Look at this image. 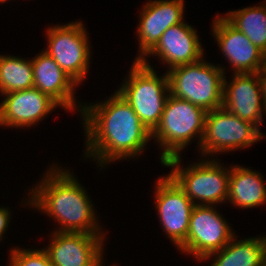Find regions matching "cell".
I'll return each instance as SVG.
<instances>
[{"instance_id": "1", "label": "cell", "mask_w": 266, "mask_h": 266, "mask_svg": "<svg viewBox=\"0 0 266 266\" xmlns=\"http://www.w3.org/2000/svg\"><path fill=\"white\" fill-rule=\"evenodd\" d=\"M108 99L79 109L87 137L86 157L97 159L101 167L140 154L152 138V133L118 92Z\"/></svg>"}, {"instance_id": "2", "label": "cell", "mask_w": 266, "mask_h": 266, "mask_svg": "<svg viewBox=\"0 0 266 266\" xmlns=\"http://www.w3.org/2000/svg\"><path fill=\"white\" fill-rule=\"evenodd\" d=\"M69 172L51 167L41 183L32 189L29 205L43 210L58 221L61 227L56 232L104 235L100 232L99 221L87 191Z\"/></svg>"}, {"instance_id": "3", "label": "cell", "mask_w": 266, "mask_h": 266, "mask_svg": "<svg viewBox=\"0 0 266 266\" xmlns=\"http://www.w3.org/2000/svg\"><path fill=\"white\" fill-rule=\"evenodd\" d=\"M152 67L146 58L135 60L128 79L117 90L151 133L160 123L170 94L167 73L159 77Z\"/></svg>"}, {"instance_id": "4", "label": "cell", "mask_w": 266, "mask_h": 266, "mask_svg": "<svg viewBox=\"0 0 266 266\" xmlns=\"http://www.w3.org/2000/svg\"><path fill=\"white\" fill-rule=\"evenodd\" d=\"M225 69L200 59L166 71L169 92L206 112L222 108Z\"/></svg>"}, {"instance_id": "5", "label": "cell", "mask_w": 266, "mask_h": 266, "mask_svg": "<svg viewBox=\"0 0 266 266\" xmlns=\"http://www.w3.org/2000/svg\"><path fill=\"white\" fill-rule=\"evenodd\" d=\"M207 112L187 100L169 94L159 125L152 132V138L163 148L161 163L180 156V151L199 137L200 146L204 133Z\"/></svg>"}, {"instance_id": "6", "label": "cell", "mask_w": 266, "mask_h": 266, "mask_svg": "<svg viewBox=\"0 0 266 266\" xmlns=\"http://www.w3.org/2000/svg\"><path fill=\"white\" fill-rule=\"evenodd\" d=\"M180 156L167 159L163 165L172 167L169 174L195 205L211 206L228 198L230 168L225 169L215 160L180 167ZM198 199L201 202H196Z\"/></svg>"}, {"instance_id": "7", "label": "cell", "mask_w": 266, "mask_h": 266, "mask_svg": "<svg viewBox=\"0 0 266 266\" xmlns=\"http://www.w3.org/2000/svg\"><path fill=\"white\" fill-rule=\"evenodd\" d=\"M264 135L252 123L224 108L207 112L200 150L203 155L229 152L256 143Z\"/></svg>"}, {"instance_id": "8", "label": "cell", "mask_w": 266, "mask_h": 266, "mask_svg": "<svg viewBox=\"0 0 266 266\" xmlns=\"http://www.w3.org/2000/svg\"><path fill=\"white\" fill-rule=\"evenodd\" d=\"M82 22H71L48 28L45 52L78 85L86 77L90 62L88 35Z\"/></svg>"}, {"instance_id": "9", "label": "cell", "mask_w": 266, "mask_h": 266, "mask_svg": "<svg viewBox=\"0 0 266 266\" xmlns=\"http://www.w3.org/2000/svg\"><path fill=\"white\" fill-rule=\"evenodd\" d=\"M230 228L214 206L195 205L190 217L187 239L179 250L192 254L201 261L231 241L235 235Z\"/></svg>"}, {"instance_id": "10", "label": "cell", "mask_w": 266, "mask_h": 266, "mask_svg": "<svg viewBox=\"0 0 266 266\" xmlns=\"http://www.w3.org/2000/svg\"><path fill=\"white\" fill-rule=\"evenodd\" d=\"M155 188V204L160 223L168 238L178 249L187 239L190 217L195 204L169 174L167 177L159 178Z\"/></svg>"}, {"instance_id": "11", "label": "cell", "mask_w": 266, "mask_h": 266, "mask_svg": "<svg viewBox=\"0 0 266 266\" xmlns=\"http://www.w3.org/2000/svg\"><path fill=\"white\" fill-rule=\"evenodd\" d=\"M51 236L45 250L52 266H97L103 262L104 235L54 231Z\"/></svg>"}, {"instance_id": "12", "label": "cell", "mask_w": 266, "mask_h": 266, "mask_svg": "<svg viewBox=\"0 0 266 266\" xmlns=\"http://www.w3.org/2000/svg\"><path fill=\"white\" fill-rule=\"evenodd\" d=\"M227 83L225 76L222 108L259 129L266 111L258 73L234 74Z\"/></svg>"}, {"instance_id": "13", "label": "cell", "mask_w": 266, "mask_h": 266, "mask_svg": "<svg viewBox=\"0 0 266 266\" xmlns=\"http://www.w3.org/2000/svg\"><path fill=\"white\" fill-rule=\"evenodd\" d=\"M213 20V34L224 56L233 67V73H258L263 68L264 53L224 16Z\"/></svg>"}, {"instance_id": "14", "label": "cell", "mask_w": 266, "mask_h": 266, "mask_svg": "<svg viewBox=\"0 0 266 266\" xmlns=\"http://www.w3.org/2000/svg\"><path fill=\"white\" fill-rule=\"evenodd\" d=\"M183 2V0H153L145 3L137 28L140 55L136 61L145 58L169 27L184 21Z\"/></svg>"}, {"instance_id": "15", "label": "cell", "mask_w": 266, "mask_h": 266, "mask_svg": "<svg viewBox=\"0 0 266 266\" xmlns=\"http://www.w3.org/2000/svg\"><path fill=\"white\" fill-rule=\"evenodd\" d=\"M0 103V126L29 127L37 124L59 105L37 88L3 94Z\"/></svg>"}, {"instance_id": "16", "label": "cell", "mask_w": 266, "mask_h": 266, "mask_svg": "<svg viewBox=\"0 0 266 266\" xmlns=\"http://www.w3.org/2000/svg\"><path fill=\"white\" fill-rule=\"evenodd\" d=\"M150 54L159 56L162 62L170 65V70L199 61L204 53L196 30L183 21L169 27L146 57Z\"/></svg>"}, {"instance_id": "17", "label": "cell", "mask_w": 266, "mask_h": 266, "mask_svg": "<svg viewBox=\"0 0 266 266\" xmlns=\"http://www.w3.org/2000/svg\"><path fill=\"white\" fill-rule=\"evenodd\" d=\"M34 88L53 99L59 107L74 110V88L78 85L45 51L32 60ZM75 86V87H74Z\"/></svg>"}, {"instance_id": "18", "label": "cell", "mask_w": 266, "mask_h": 266, "mask_svg": "<svg viewBox=\"0 0 266 266\" xmlns=\"http://www.w3.org/2000/svg\"><path fill=\"white\" fill-rule=\"evenodd\" d=\"M260 173L242 166L230 167L227 200L241 208L261 206L266 202V187Z\"/></svg>"}, {"instance_id": "19", "label": "cell", "mask_w": 266, "mask_h": 266, "mask_svg": "<svg viewBox=\"0 0 266 266\" xmlns=\"http://www.w3.org/2000/svg\"><path fill=\"white\" fill-rule=\"evenodd\" d=\"M221 250L209 254L204 260L216 255L210 266H261L266 257V237L234 240Z\"/></svg>"}, {"instance_id": "20", "label": "cell", "mask_w": 266, "mask_h": 266, "mask_svg": "<svg viewBox=\"0 0 266 266\" xmlns=\"http://www.w3.org/2000/svg\"><path fill=\"white\" fill-rule=\"evenodd\" d=\"M225 19L236 29L241 31L264 54L266 53V3L224 15Z\"/></svg>"}, {"instance_id": "21", "label": "cell", "mask_w": 266, "mask_h": 266, "mask_svg": "<svg viewBox=\"0 0 266 266\" xmlns=\"http://www.w3.org/2000/svg\"><path fill=\"white\" fill-rule=\"evenodd\" d=\"M34 87L32 60L0 55V92L25 90Z\"/></svg>"}, {"instance_id": "22", "label": "cell", "mask_w": 266, "mask_h": 266, "mask_svg": "<svg viewBox=\"0 0 266 266\" xmlns=\"http://www.w3.org/2000/svg\"><path fill=\"white\" fill-rule=\"evenodd\" d=\"M9 265L10 266H52L49 255L45 249L40 250H11Z\"/></svg>"}, {"instance_id": "23", "label": "cell", "mask_w": 266, "mask_h": 266, "mask_svg": "<svg viewBox=\"0 0 266 266\" xmlns=\"http://www.w3.org/2000/svg\"><path fill=\"white\" fill-rule=\"evenodd\" d=\"M10 211H8V209L5 208H1L0 207V240H2L3 238V234L6 231V228L9 224V220H10Z\"/></svg>"}, {"instance_id": "24", "label": "cell", "mask_w": 266, "mask_h": 266, "mask_svg": "<svg viewBox=\"0 0 266 266\" xmlns=\"http://www.w3.org/2000/svg\"><path fill=\"white\" fill-rule=\"evenodd\" d=\"M258 77L261 84V90L263 93V100L266 111V71L263 68L258 72Z\"/></svg>"}, {"instance_id": "25", "label": "cell", "mask_w": 266, "mask_h": 266, "mask_svg": "<svg viewBox=\"0 0 266 266\" xmlns=\"http://www.w3.org/2000/svg\"><path fill=\"white\" fill-rule=\"evenodd\" d=\"M263 69L266 71V53L264 54Z\"/></svg>"}, {"instance_id": "26", "label": "cell", "mask_w": 266, "mask_h": 266, "mask_svg": "<svg viewBox=\"0 0 266 266\" xmlns=\"http://www.w3.org/2000/svg\"><path fill=\"white\" fill-rule=\"evenodd\" d=\"M261 266H266V257H265V259H264V261H263Z\"/></svg>"}, {"instance_id": "27", "label": "cell", "mask_w": 266, "mask_h": 266, "mask_svg": "<svg viewBox=\"0 0 266 266\" xmlns=\"http://www.w3.org/2000/svg\"><path fill=\"white\" fill-rule=\"evenodd\" d=\"M97 266H103L102 262H100ZM112 266H115V265H112Z\"/></svg>"}, {"instance_id": "28", "label": "cell", "mask_w": 266, "mask_h": 266, "mask_svg": "<svg viewBox=\"0 0 266 266\" xmlns=\"http://www.w3.org/2000/svg\"><path fill=\"white\" fill-rule=\"evenodd\" d=\"M6 1H8V0H0V3L6 2Z\"/></svg>"}]
</instances>
